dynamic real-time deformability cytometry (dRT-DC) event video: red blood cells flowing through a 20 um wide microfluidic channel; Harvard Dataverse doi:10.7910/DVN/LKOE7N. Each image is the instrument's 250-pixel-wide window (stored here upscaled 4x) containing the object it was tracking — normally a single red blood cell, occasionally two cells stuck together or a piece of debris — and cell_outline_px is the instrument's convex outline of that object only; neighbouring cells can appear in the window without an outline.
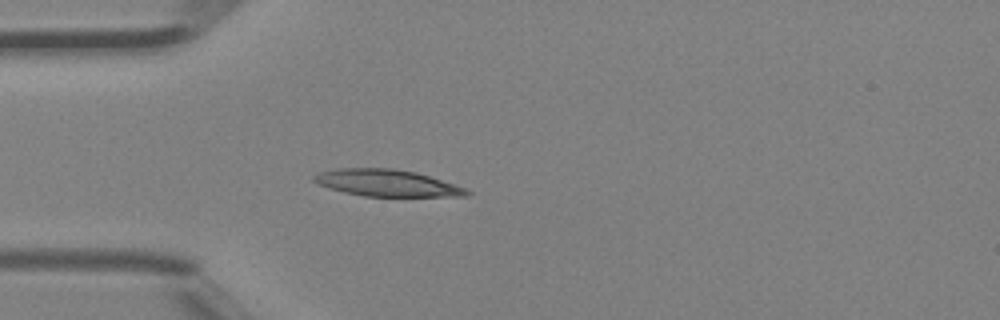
{"species": "Egyptian fruit bat (a non-hibernating species)", "species_latin": "Rousettus aegyptiacus", "temperature_condition": "room temperature", "stored_images_in_passage": 34, "camera_frame_rate_fps": 3000, "um_per_image_px": 0.085, "animal": {"sex": "female"}, "frame": {"image": 1, "passage_image": 1, "time_ms": 0.0, "image_size_px": [1000, 320], "cell_outline_px": [[472, 192], [468, 196], [364, 196], [344, 192], [328, 188], [316, 184], [312, 180], [312, 176], [320, 172], [336, 168], [392, 168], [416, 172], [468, 188]], "centroid_in_image_um": [32.88, 15.55], "position_along_channel_um": 52.1, "area_um2": 23.99}}
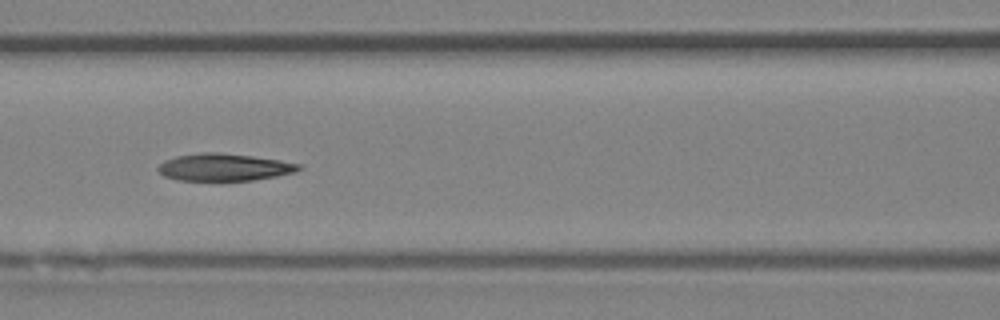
{"frame": {"image": 2, "passage_image": 8, "time_ms": 2.333, "image_size_px": [1000, 320], "cell_outline_px": [[304, 168], [296, 172], [276, 176], [252, 180], [176, 180], [164, 176], [156, 168], [164, 160], [176, 156], [200, 152], [216, 152], [252, 156], [280, 160], [300, 164]], "centroid_in_image_um": [19.05, 14.21], "position_along_channel_um": 147.5, "area_um2": 22.37}}
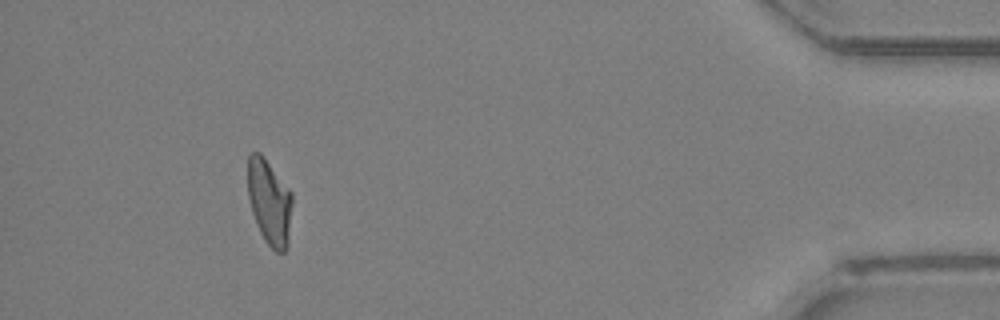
{"frame": {"image": 3, "passage_image": 30, "time_ms": 9.667, "image_size_px": [1000, 320], "cell_outline_px": [[292, 204], [288, 248], [284, 252], [276, 252], [264, 240], [256, 224], [252, 212], [248, 196], [248, 156], [252, 152], [260, 152], [292, 192]], "centroid_in_image_um": [22.91, 17.19], "position_along_channel_um": 412.3, "area_um2": 22.25}, "authors_computed_cell_mechanics": {"area_um2": 22.5131, "velocity_mm_per_s": 4.4692, "shape_relaxation_time_tau1_ms": null, "shape_relaxation_time_tau2_ms": 4.0389, "deformation_change_tau1": null, "deformation_change_tau2": 0.1209}}